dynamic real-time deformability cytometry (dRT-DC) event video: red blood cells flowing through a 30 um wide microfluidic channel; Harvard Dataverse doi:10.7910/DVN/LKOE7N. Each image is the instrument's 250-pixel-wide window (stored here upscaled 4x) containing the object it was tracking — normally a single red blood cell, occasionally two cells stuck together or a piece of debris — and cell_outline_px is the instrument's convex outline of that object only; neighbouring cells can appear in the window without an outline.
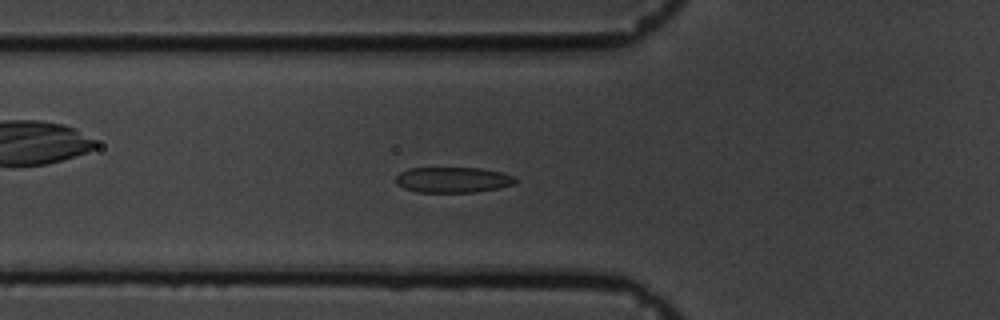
{"species": "common noctule bat (a hibernating species)", "species_latin": "Nyctalus noctula", "temperature_condition": "cold", "stored_images_in_passage": 29, "camera_frame_rate_fps": 3000, "um_per_image_px": 0.085, "animal": {"sex": "male", "body_mass_g": 19.5, "forearm_length_mm": 54.6}, "frame": {"image": 1, "passage_image": 21, "time_ms": 6.667, "image_size_px": [1000, 320], "cell_outline_px": [[516, 180], [512, 184], [500, 188], [476, 192], [416, 192], [404, 188], [396, 184], [396, 176], [400, 172], [408, 168], [480, 168], [500, 172], [516, 176]], "centroid_in_image_um": [38.48, 15.28], "position_along_channel_um": 87.3, "area_um2": 17.86}}
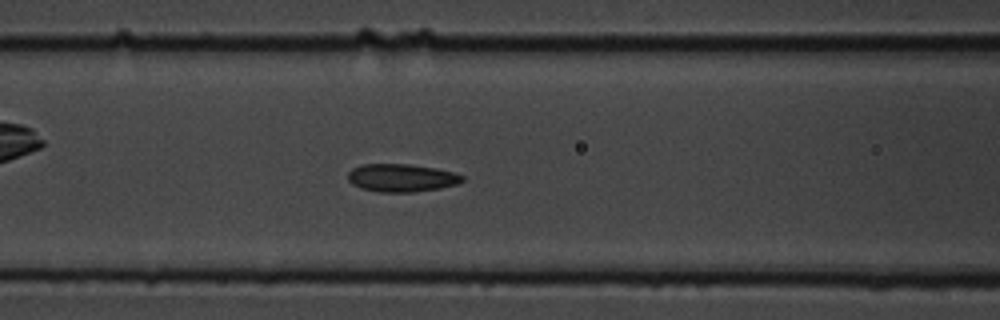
{"frame": {"image": 2, "passage_image": 25, "time_ms": 8.0, "image_size_px": [1000, 320], "cell_outline_px": [[464, 180], [456, 184], [440, 188], [412, 192], [380, 192], [360, 188], [352, 184], [348, 180], [348, 172], [352, 168], [364, 164], [408, 164], [436, 168], [452, 172], [464, 176]], "centroid_in_image_um": [34.11, 15.11], "position_along_channel_um": 132.5, "area_um2": 18.55}}